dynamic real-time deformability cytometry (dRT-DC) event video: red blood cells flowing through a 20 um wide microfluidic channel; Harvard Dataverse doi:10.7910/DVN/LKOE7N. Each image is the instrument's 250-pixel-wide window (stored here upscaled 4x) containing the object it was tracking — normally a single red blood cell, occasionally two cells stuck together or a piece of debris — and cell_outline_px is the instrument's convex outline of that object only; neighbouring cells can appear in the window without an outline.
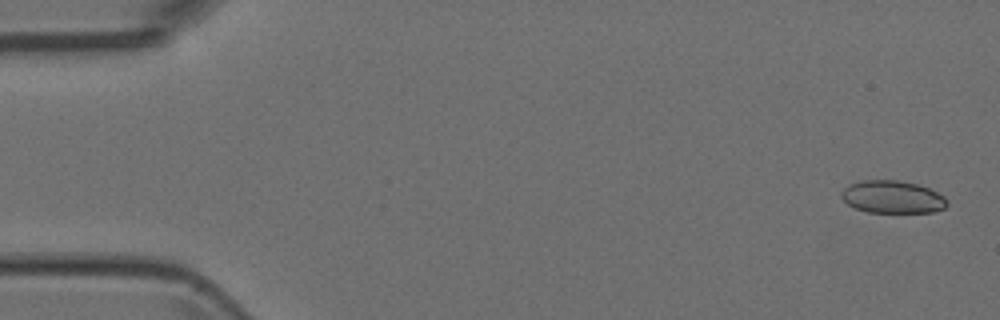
{"species": "Egyptian fruit bat (a non-hibernating species)", "species_latin": "Rousettus aegyptiacus", "temperature_condition": "room temperature", "stored_images_in_passage": 51, "camera_frame_rate_fps": 3000, "um_per_image_px": 0.085, "animal": {"sex": "female"}, "frame": {"image": 1, "passage_image": 2, "time_ms": 0.333, "image_size_px": [1000, 320], "cell_outline_px": [[948, 204], [944, 208], [932, 212], [868, 212], [856, 208], [848, 204], [840, 196], [840, 192], [848, 184], [860, 180], [896, 180], [916, 184], [928, 188], [944, 196], [948, 200]], "centroid_in_image_um": [75.83, 16.73], "position_along_channel_um": 9.2, "area_um2": 20.06}}
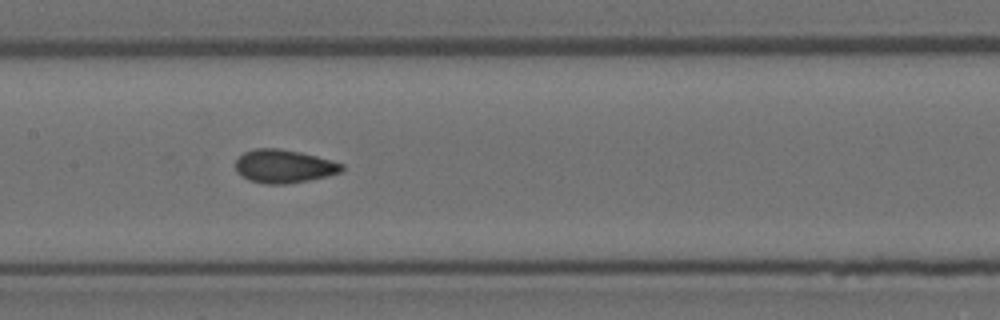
{"frame": {"image": 2, "passage_image": 25, "time_ms": 8.0, "image_size_px": [1000, 320], "cell_outline_px": [[344, 168], [340, 172], [308, 180], [284, 184], [264, 184], [248, 180], [236, 168], [236, 160], [244, 152], [256, 148], [280, 148], [300, 152], [332, 160], [344, 164]], "centroid_in_image_um": [24.14, 14.12], "position_along_channel_um": 183.3, "area_um2": 20.4}}
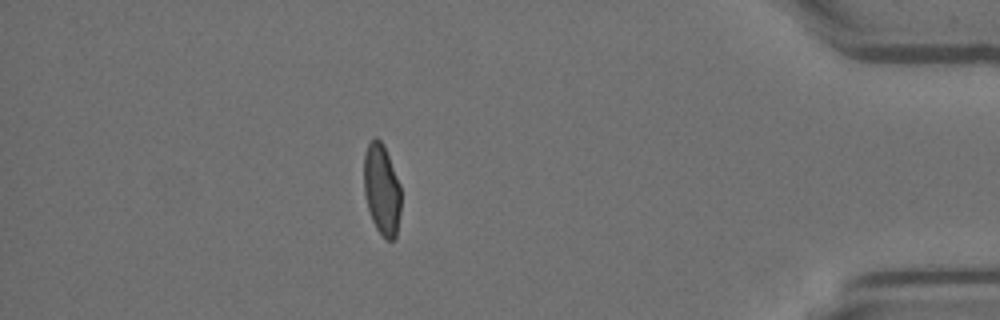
{"frame": {"image": 3, "passage_image": 45, "time_ms": 14.667, "image_size_px": [1000, 320], "cell_outline_px": [[400, 212], [396, 236], [392, 240], [384, 240], [376, 228], [372, 220], [368, 208], [364, 192], [364, 152], [368, 144], [376, 136], [384, 144], [400, 184]], "centroid_in_image_um": [32.45, 16.1], "position_along_channel_um": 402.8, "area_um2": 19.77}}